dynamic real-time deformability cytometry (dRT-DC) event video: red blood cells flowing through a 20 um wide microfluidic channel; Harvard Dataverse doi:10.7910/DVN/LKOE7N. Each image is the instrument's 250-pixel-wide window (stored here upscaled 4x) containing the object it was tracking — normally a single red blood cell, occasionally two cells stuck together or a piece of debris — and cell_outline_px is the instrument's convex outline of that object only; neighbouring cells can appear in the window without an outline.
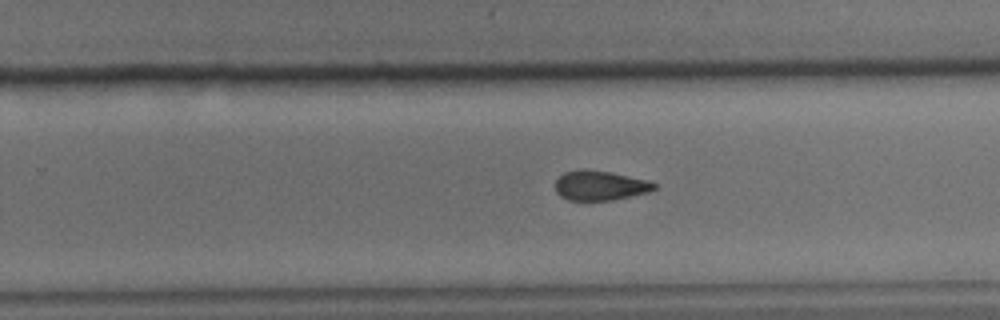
{"species": "common noctule bat (a hibernating species)", "species_latin": "Nyctalus noctula", "temperature_condition": "cold", "stored_images_in_passage": 33, "camera_frame_rate_fps": 3000, "um_per_image_px": 0.085, "animal": {"sex": "male", "body_mass_g": 15.6}, "frame": {"image": 1, "passage_image": 24, "time_ms": 7.667, "image_size_px": [1000, 320], "cell_outline_px": [[656, 188], [648, 192], [612, 200], [568, 200], [560, 196], [556, 192], [556, 180], [564, 172], [580, 168], [584, 168], [612, 172], [644, 180], [656, 184]], "centroid_in_image_um": [50.95, 15.75], "position_along_channel_um": 278.9, "area_um2": 17.05}}
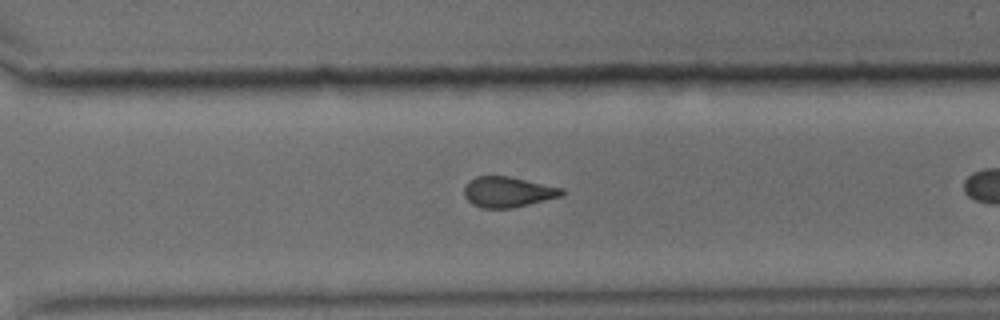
{"frame": {"image": 2, "passage_image": 28, "time_ms": 9.0, "image_size_px": [1000, 320], "cell_outline_px": [[564, 196], [512, 208], [484, 208], [472, 204], [464, 196], [464, 188], [468, 180], [476, 176], [508, 176], [564, 188]], "centroid_in_image_um": [43.18, 16.31], "position_along_channel_um": 327.4, "area_um2": 17.46}}